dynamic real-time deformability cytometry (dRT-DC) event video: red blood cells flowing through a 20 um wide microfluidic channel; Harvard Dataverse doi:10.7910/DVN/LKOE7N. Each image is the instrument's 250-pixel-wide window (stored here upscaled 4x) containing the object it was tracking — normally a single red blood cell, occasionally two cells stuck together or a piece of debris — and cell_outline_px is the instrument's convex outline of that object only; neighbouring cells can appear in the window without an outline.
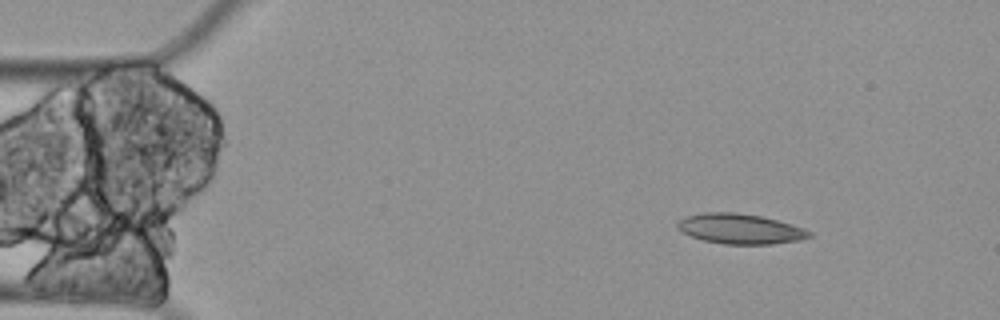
{"species": "Egyptian fruit bat (a non-hibernating species)", "species_latin": "Rousettus aegyptiacus", "temperature_condition": "cold", "stored_images_in_passage": 4, "camera_frame_rate_fps": 3000, "um_per_image_px": 0.085, "animal": {"sex": "female"}, "frame": {"image": 1, "passage_image": 2, "time_ms": 0.333, "image_size_px": [1000, 320], "cell_outline_px": [[812, 236], [800, 240], [772, 244], [724, 244], [704, 240], [692, 236], [676, 228], [676, 224], [684, 216], [704, 212], [736, 212], [760, 216], [792, 224], [804, 228], [812, 232]], "centroid_in_image_um": [62.92, 19.44], "position_along_channel_um": 22.1, "area_um2": 23.12}}